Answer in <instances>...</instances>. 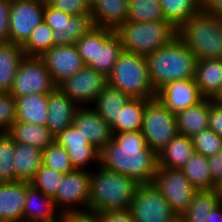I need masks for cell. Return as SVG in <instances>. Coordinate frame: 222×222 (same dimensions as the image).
<instances>
[{
  "instance_id": "cell-8",
  "label": "cell",
  "mask_w": 222,
  "mask_h": 222,
  "mask_svg": "<svg viewBox=\"0 0 222 222\" xmlns=\"http://www.w3.org/2000/svg\"><path fill=\"white\" fill-rule=\"evenodd\" d=\"M57 86L40 57L25 56L19 63L10 95L15 99L31 94H49Z\"/></svg>"
},
{
  "instance_id": "cell-28",
  "label": "cell",
  "mask_w": 222,
  "mask_h": 222,
  "mask_svg": "<svg viewBox=\"0 0 222 222\" xmlns=\"http://www.w3.org/2000/svg\"><path fill=\"white\" fill-rule=\"evenodd\" d=\"M16 121L46 126L48 119L47 94H31L16 99Z\"/></svg>"
},
{
  "instance_id": "cell-22",
  "label": "cell",
  "mask_w": 222,
  "mask_h": 222,
  "mask_svg": "<svg viewBox=\"0 0 222 222\" xmlns=\"http://www.w3.org/2000/svg\"><path fill=\"white\" fill-rule=\"evenodd\" d=\"M51 197L45 196L27 181L26 202L23 209V222H55L60 218Z\"/></svg>"
},
{
  "instance_id": "cell-46",
  "label": "cell",
  "mask_w": 222,
  "mask_h": 222,
  "mask_svg": "<svg viewBox=\"0 0 222 222\" xmlns=\"http://www.w3.org/2000/svg\"><path fill=\"white\" fill-rule=\"evenodd\" d=\"M209 129L222 137V104L210 98Z\"/></svg>"
},
{
  "instance_id": "cell-42",
  "label": "cell",
  "mask_w": 222,
  "mask_h": 222,
  "mask_svg": "<svg viewBox=\"0 0 222 222\" xmlns=\"http://www.w3.org/2000/svg\"><path fill=\"white\" fill-rule=\"evenodd\" d=\"M16 100L10 93L0 92V133L8 132L16 122Z\"/></svg>"
},
{
  "instance_id": "cell-6",
  "label": "cell",
  "mask_w": 222,
  "mask_h": 222,
  "mask_svg": "<svg viewBox=\"0 0 222 222\" xmlns=\"http://www.w3.org/2000/svg\"><path fill=\"white\" fill-rule=\"evenodd\" d=\"M116 33L124 51L147 56L175 39L177 28L168 21L124 22Z\"/></svg>"
},
{
  "instance_id": "cell-34",
  "label": "cell",
  "mask_w": 222,
  "mask_h": 222,
  "mask_svg": "<svg viewBox=\"0 0 222 222\" xmlns=\"http://www.w3.org/2000/svg\"><path fill=\"white\" fill-rule=\"evenodd\" d=\"M150 99L131 98L117 114V133L141 130L146 103Z\"/></svg>"
},
{
  "instance_id": "cell-9",
  "label": "cell",
  "mask_w": 222,
  "mask_h": 222,
  "mask_svg": "<svg viewBox=\"0 0 222 222\" xmlns=\"http://www.w3.org/2000/svg\"><path fill=\"white\" fill-rule=\"evenodd\" d=\"M135 222H172L177 216L152 184H139L129 208Z\"/></svg>"
},
{
  "instance_id": "cell-15",
  "label": "cell",
  "mask_w": 222,
  "mask_h": 222,
  "mask_svg": "<svg viewBox=\"0 0 222 222\" xmlns=\"http://www.w3.org/2000/svg\"><path fill=\"white\" fill-rule=\"evenodd\" d=\"M55 141L67 151L74 169L90 170V167L88 169L86 166L100 165V150L90 144L73 124L59 132Z\"/></svg>"
},
{
  "instance_id": "cell-5",
  "label": "cell",
  "mask_w": 222,
  "mask_h": 222,
  "mask_svg": "<svg viewBox=\"0 0 222 222\" xmlns=\"http://www.w3.org/2000/svg\"><path fill=\"white\" fill-rule=\"evenodd\" d=\"M107 79L109 86L130 98L153 99L157 95L149 79L147 58L140 54L123 50Z\"/></svg>"
},
{
  "instance_id": "cell-48",
  "label": "cell",
  "mask_w": 222,
  "mask_h": 222,
  "mask_svg": "<svg viewBox=\"0 0 222 222\" xmlns=\"http://www.w3.org/2000/svg\"><path fill=\"white\" fill-rule=\"evenodd\" d=\"M100 222H135L129 209L99 213Z\"/></svg>"
},
{
  "instance_id": "cell-51",
  "label": "cell",
  "mask_w": 222,
  "mask_h": 222,
  "mask_svg": "<svg viewBox=\"0 0 222 222\" xmlns=\"http://www.w3.org/2000/svg\"><path fill=\"white\" fill-rule=\"evenodd\" d=\"M207 222H222V200L208 213Z\"/></svg>"
},
{
  "instance_id": "cell-29",
  "label": "cell",
  "mask_w": 222,
  "mask_h": 222,
  "mask_svg": "<svg viewBox=\"0 0 222 222\" xmlns=\"http://www.w3.org/2000/svg\"><path fill=\"white\" fill-rule=\"evenodd\" d=\"M24 57L21 45L0 43V92L10 93L17 68Z\"/></svg>"
},
{
  "instance_id": "cell-23",
  "label": "cell",
  "mask_w": 222,
  "mask_h": 222,
  "mask_svg": "<svg viewBox=\"0 0 222 222\" xmlns=\"http://www.w3.org/2000/svg\"><path fill=\"white\" fill-rule=\"evenodd\" d=\"M129 0H97L91 8L95 27L117 30L128 19Z\"/></svg>"
},
{
  "instance_id": "cell-55",
  "label": "cell",
  "mask_w": 222,
  "mask_h": 222,
  "mask_svg": "<svg viewBox=\"0 0 222 222\" xmlns=\"http://www.w3.org/2000/svg\"><path fill=\"white\" fill-rule=\"evenodd\" d=\"M85 3L90 7V9L93 7V5L97 2V0H84Z\"/></svg>"
},
{
  "instance_id": "cell-17",
  "label": "cell",
  "mask_w": 222,
  "mask_h": 222,
  "mask_svg": "<svg viewBox=\"0 0 222 222\" xmlns=\"http://www.w3.org/2000/svg\"><path fill=\"white\" fill-rule=\"evenodd\" d=\"M156 97L175 115L204 98L195 78L169 82L157 91Z\"/></svg>"
},
{
  "instance_id": "cell-26",
  "label": "cell",
  "mask_w": 222,
  "mask_h": 222,
  "mask_svg": "<svg viewBox=\"0 0 222 222\" xmlns=\"http://www.w3.org/2000/svg\"><path fill=\"white\" fill-rule=\"evenodd\" d=\"M210 98H203L196 105L176 114L178 134L193 137L209 128Z\"/></svg>"
},
{
  "instance_id": "cell-45",
  "label": "cell",
  "mask_w": 222,
  "mask_h": 222,
  "mask_svg": "<svg viewBox=\"0 0 222 222\" xmlns=\"http://www.w3.org/2000/svg\"><path fill=\"white\" fill-rule=\"evenodd\" d=\"M60 222H100L99 213L91 209L67 211L60 214Z\"/></svg>"
},
{
  "instance_id": "cell-12",
  "label": "cell",
  "mask_w": 222,
  "mask_h": 222,
  "mask_svg": "<svg viewBox=\"0 0 222 222\" xmlns=\"http://www.w3.org/2000/svg\"><path fill=\"white\" fill-rule=\"evenodd\" d=\"M91 170L66 173L53 198L60 213L88 209Z\"/></svg>"
},
{
  "instance_id": "cell-30",
  "label": "cell",
  "mask_w": 222,
  "mask_h": 222,
  "mask_svg": "<svg viewBox=\"0 0 222 222\" xmlns=\"http://www.w3.org/2000/svg\"><path fill=\"white\" fill-rule=\"evenodd\" d=\"M43 150L15 142L13 164L19 181L30 182L42 165Z\"/></svg>"
},
{
  "instance_id": "cell-11",
  "label": "cell",
  "mask_w": 222,
  "mask_h": 222,
  "mask_svg": "<svg viewBox=\"0 0 222 222\" xmlns=\"http://www.w3.org/2000/svg\"><path fill=\"white\" fill-rule=\"evenodd\" d=\"M43 20L53 30L54 46L75 44L94 26L91 14L69 15L51 7L46 1Z\"/></svg>"
},
{
  "instance_id": "cell-19",
  "label": "cell",
  "mask_w": 222,
  "mask_h": 222,
  "mask_svg": "<svg viewBox=\"0 0 222 222\" xmlns=\"http://www.w3.org/2000/svg\"><path fill=\"white\" fill-rule=\"evenodd\" d=\"M123 50L115 30L96 27L95 61L89 67L108 76Z\"/></svg>"
},
{
  "instance_id": "cell-39",
  "label": "cell",
  "mask_w": 222,
  "mask_h": 222,
  "mask_svg": "<svg viewBox=\"0 0 222 222\" xmlns=\"http://www.w3.org/2000/svg\"><path fill=\"white\" fill-rule=\"evenodd\" d=\"M65 174L55 171L43 164L38 169L35 177L30 184L40 190L45 196L52 199L56 196L58 187L60 186Z\"/></svg>"
},
{
  "instance_id": "cell-36",
  "label": "cell",
  "mask_w": 222,
  "mask_h": 222,
  "mask_svg": "<svg viewBox=\"0 0 222 222\" xmlns=\"http://www.w3.org/2000/svg\"><path fill=\"white\" fill-rule=\"evenodd\" d=\"M127 21H166L160 0H129Z\"/></svg>"
},
{
  "instance_id": "cell-1",
  "label": "cell",
  "mask_w": 222,
  "mask_h": 222,
  "mask_svg": "<svg viewBox=\"0 0 222 222\" xmlns=\"http://www.w3.org/2000/svg\"><path fill=\"white\" fill-rule=\"evenodd\" d=\"M100 166L150 184L156 174L157 153L147 146L141 130L113 133L112 140L100 150Z\"/></svg>"
},
{
  "instance_id": "cell-37",
  "label": "cell",
  "mask_w": 222,
  "mask_h": 222,
  "mask_svg": "<svg viewBox=\"0 0 222 222\" xmlns=\"http://www.w3.org/2000/svg\"><path fill=\"white\" fill-rule=\"evenodd\" d=\"M52 35L53 30L43 20L31 31L30 37L22 45L24 55L40 57L54 46Z\"/></svg>"
},
{
  "instance_id": "cell-31",
  "label": "cell",
  "mask_w": 222,
  "mask_h": 222,
  "mask_svg": "<svg viewBox=\"0 0 222 222\" xmlns=\"http://www.w3.org/2000/svg\"><path fill=\"white\" fill-rule=\"evenodd\" d=\"M17 143L44 150L55 141V136L46 126L15 122L7 132Z\"/></svg>"
},
{
  "instance_id": "cell-14",
  "label": "cell",
  "mask_w": 222,
  "mask_h": 222,
  "mask_svg": "<svg viewBox=\"0 0 222 222\" xmlns=\"http://www.w3.org/2000/svg\"><path fill=\"white\" fill-rule=\"evenodd\" d=\"M45 0H11L9 42L23 45L43 21Z\"/></svg>"
},
{
  "instance_id": "cell-53",
  "label": "cell",
  "mask_w": 222,
  "mask_h": 222,
  "mask_svg": "<svg viewBox=\"0 0 222 222\" xmlns=\"http://www.w3.org/2000/svg\"><path fill=\"white\" fill-rule=\"evenodd\" d=\"M215 190L218 192V194L220 195V197L222 199V180H220L217 183Z\"/></svg>"
},
{
  "instance_id": "cell-52",
  "label": "cell",
  "mask_w": 222,
  "mask_h": 222,
  "mask_svg": "<svg viewBox=\"0 0 222 222\" xmlns=\"http://www.w3.org/2000/svg\"><path fill=\"white\" fill-rule=\"evenodd\" d=\"M212 100L222 104V85L218 93L212 98Z\"/></svg>"
},
{
  "instance_id": "cell-35",
  "label": "cell",
  "mask_w": 222,
  "mask_h": 222,
  "mask_svg": "<svg viewBox=\"0 0 222 222\" xmlns=\"http://www.w3.org/2000/svg\"><path fill=\"white\" fill-rule=\"evenodd\" d=\"M166 21L177 29L201 10V0H160Z\"/></svg>"
},
{
  "instance_id": "cell-38",
  "label": "cell",
  "mask_w": 222,
  "mask_h": 222,
  "mask_svg": "<svg viewBox=\"0 0 222 222\" xmlns=\"http://www.w3.org/2000/svg\"><path fill=\"white\" fill-rule=\"evenodd\" d=\"M15 142L7 133H0V180L2 182H17L13 164Z\"/></svg>"
},
{
  "instance_id": "cell-33",
  "label": "cell",
  "mask_w": 222,
  "mask_h": 222,
  "mask_svg": "<svg viewBox=\"0 0 222 222\" xmlns=\"http://www.w3.org/2000/svg\"><path fill=\"white\" fill-rule=\"evenodd\" d=\"M221 200L220 195L215 189L197 191L183 217L188 222H207L208 213Z\"/></svg>"
},
{
  "instance_id": "cell-16",
  "label": "cell",
  "mask_w": 222,
  "mask_h": 222,
  "mask_svg": "<svg viewBox=\"0 0 222 222\" xmlns=\"http://www.w3.org/2000/svg\"><path fill=\"white\" fill-rule=\"evenodd\" d=\"M40 58L56 86L85 66L75 44L53 46Z\"/></svg>"
},
{
  "instance_id": "cell-10",
  "label": "cell",
  "mask_w": 222,
  "mask_h": 222,
  "mask_svg": "<svg viewBox=\"0 0 222 222\" xmlns=\"http://www.w3.org/2000/svg\"><path fill=\"white\" fill-rule=\"evenodd\" d=\"M152 184L177 215L187 211L197 192L181 169L157 168Z\"/></svg>"
},
{
  "instance_id": "cell-44",
  "label": "cell",
  "mask_w": 222,
  "mask_h": 222,
  "mask_svg": "<svg viewBox=\"0 0 222 222\" xmlns=\"http://www.w3.org/2000/svg\"><path fill=\"white\" fill-rule=\"evenodd\" d=\"M51 7H54L69 15L91 14L90 7L84 0H45Z\"/></svg>"
},
{
  "instance_id": "cell-47",
  "label": "cell",
  "mask_w": 222,
  "mask_h": 222,
  "mask_svg": "<svg viewBox=\"0 0 222 222\" xmlns=\"http://www.w3.org/2000/svg\"><path fill=\"white\" fill-rule=\"evenodd\" d=\"M11 0H0V43L9 42V15Z\"/></svg>"
},
{
  "instance_id": "cell-13",
  "label": "cell",
  "mask_w": 222,
  "mask_h": 222,
  "mask_svg": "<svg viewBox=\"0 0 222 222\" xmlns=\"http://www.w3.org/2000/svg\"><path fill=\"white\" fill-rule=\"evenodd\" d=\"M108 84L107 76L84 66L57 87L78 107L91 106L99 92Z\"/></svg>"
},
{
  "instance_id": "cell-20",
  "label": "cell",
  "mask_w": 222,
  "mask_h": 222,
  "mask_svg": "<svg viewBox=\"0 0 222 222\" xmlns=\"http://www.w3.org/2000/svg\"><path fill=\"white\" fill-rule=\"evenodd\" d=\"M48 119L46 127L56 136L72 125L78 106L58 87L47 94Z\"/></svg>"
},
{
  "instance_id": "cell-3",
  "label": "cell",
  "mask_w": 222,
  "mask_h": 222,
  "mask_svg": "<svg viewBox=\"0 0 222 222\" xmlns=\"http://www.w3.org/2000/svg\"><path fill=\"white\" fill-rule=\"evenodd\" d=\"M92 171L88 209L97 213L129 209L139 183L100 165Z\"/></svg>"
},
{
  "instance_id": "cell-49",
  "label": "cell",
  "mask_w": 222,
  "mask_h": 222,
  "mask_svg": "<svg viewBox=\"0 0 222 222\" xmlns=\"http://www.w3.org/2000/svg\"><path fill=\"white\" fill-rule=\"evenodd\" d=\"M208 167L213 182L217 185L222 180V150L214 156L208 157Z\"/></svg>"
},
{
  "instance_id": "cell-56",
  "label": "cell",
  "mask_w": 222,
  "mask_h": 222,
  "mask_svg": "<svg viewBox=\"0 0 222 222\" xmlns=\"http://www.w3.org/2000/svg\"><path fill=\"white\" fill-rule=\"evenodd\" d=\"M0 222H10L8 220L0 219Z\"/></svg>"
},
{
  "instance_id": "cell-25",
  "label": "cell",
  "mask_w": 222,
  "mask_h": 222,
  "mask_svg": "<svg viewBox=\"0 0 222 222\" xmlns=\"http://www.w3.org/2000/svg\"><path fill=\"white\" fill-rule=\"evenodd\" d=\"M130 99L125 93L107 84L91 107L111 126L113 133H117V114Z\"/></svg>"
},
{
  "instance_id": "cell-54",
  "label": "cell",
  "mask_w": 222,
  "mask_h": 222,
  "mask_svg": "<svg viewBox=\"0 0 222 222\" xmlns=\"http://www.w3.org/2000/svg\"><path fill=\"white\" fill-rule=\"evenodd\" d=\"M172 222H188L184 217L183 215H177L173 220Z\"/></svg>"
},
{
  "instance_id": "cell-27",
  "label": "cell",
  "mask_w": 222,
  "mask_h": 222,
  "mask_svg": "<svg viewBox=\"0 0 222 222\" xmlns=\"http://www.w3.org/2000/svg\"><path fill=\"white\" fill-rule=\"evenodd\" d=\"M195 80L204 98H213L222 85V59L197 60Z\"/></svg>"
},
{
  "instance_id": "cell-50",
  "label": "cell",
  "mask_w": 222,
  "mask_h": 222,
  "mask_svg": "<svg viewBox=\"0 0 222 222\" xmlns=\"http://www.w3.org/2000/svg\"><path fill=\"white\" fill-rule=\"evenodd\" d=\"M201 10L222 19V0H201Z\"/></svg>"
},
{
  "instance_id": "cell-4",
  "label": "cell",
  "mask_w": 222,
  "mask_h": 222,
  "mask_svg": "<svg viewBox=\"0 0 222 222\" xmlns=\"http://www.w3.org/2000/svg\"><path fill=\"white\" fill-rule=\"evenodd\" d=\"M178 37L197 60L222 59V19L202 10L178 29Z\"/></svg>"
},
{
  "instance_id": "cell-41",
  "label": "cell",
  "mask_w": 222,
  "mask_h": 222,
  "mask_svg": "<svg viewBox=\"0 0 222 222\" xmlns=\"http://www.w3.org/2000/svg\"><path fill=\"white\" fill-rule=\"evenodd\" d=\"M196 153L204 157H211L222 150V137L215 134L211 129H206L192 137Z\"/></svg>"
},
{
  "instance_id": "cell-43",
  "label": "cell",
  "mask_w": 222,
  "mask_h": 222,
  "mask_svg": "<svg viewBox=\"0 0 222 222\" xmlns=\"http://www.w3.org/2000/svg\"><path fill=\"white\" fill-rule=\"evenodd\" d=\"M75 45L84 65L89 67L95 61L96 27L93 26L85 35L76 41Z\"/></svg>"
},
{
  "instance_id": "cell-21",
  "label": "cell",
  "mask_w": 222,
  "mask_h": 222,
  "mask_svg": "<svg viewBox=\"0 0 222 222\" xmlns=\"http://www.w3.org/2000/svg\"><path fill=\"white\" fill-rule=\"evenodd\" d=\"M27 181L2 182L0 184V219L23 222Z\"/></svg>"
},
{
  "instance_id": "cell-32",
  "label": "cell",
  "mask_w": 222,
  "mask_h": 222,
  "mask_svg": "<svg viewBox=\"0 0 222 222\" xmlns=\"http://www.w3.org/2000/svg\"><path fill=\"white\" fill-rule=\"evenodd\" d=\"M181 170L197 191L216 188L208 167V158L202 154L194 152Z\"/></svg>"
},
{
  "instance_id": "cell-18",
  "label": "cell",
  "mask_w": 222,
  "mask_h": 222,
  "mask_svg": "<svg viewBox=\"0 0 222 222\" xmlns=\"http://www.w3.org/2000/svg\"><path fill=\"white\" fill-rule=\"evenodd\" d=\"M73 125L99 150L113 138L111 126L91 106L77 108Z\"/></svg>"
},
{
  "instance_id": "cell-24",
  "label": "cell",
  "mask_w": 222,
  "mask_h": 222,
  "mask_svg": "<svg viewBox=\"0 0 222 222\" xmlns=\"http://www.w3.org/2000/svg\"><path fill=\"white\" fill-rule=\"evenodd\" d=\"M195 152L192 137L177 134L157 153L158 168L181 169Z\"/></svg>"
},
{
  "instance_id": "cell-40",
  "label": "cell",
  "mask_w": 222,
  "mask_h": 222,
  "mask_svg": "<svg viewBox=\"0 0 222 222\" xmlns=\"http://www.w3.org/2000/svg\"><path fill=\"white\" fill-rule=\"evenodd\" d=\"M42 164L63 174L75 170L67 151L56 141L43 150Z\"/></svg>"
},
{
  "instance_id": "cell-2",
  "label": "cell",
  "mask_w": 222,
  "mask_h": 222,
  "mask_svg": "<svg viewBox=\"0 0 222 222\" xmlns=\"http://www.w3.org/2000/svg\"><path fill=\"white\" fill-rule=\"evenodd\" d=\"M146 58L149 79L156 92L169 82L195 78L196 56L178 36Z\"/></svg>"
},
{
  "instance_id": "cell-7",
  "label": "cell",
  "mask_w": 222,
  "mask_h": 222,
  "mask_svg": "<svg viewBox=\"0 0 222 222\" xmlns=\"http://www.w3.org/2000/svg\"><path fill=\"white\" fill-rule=\"evenodd\" d=\"M141 132L147 146L158 153L178 134L176 115L157 97L150 99L145 106Z\"/></svg>"
}]
</instances>
